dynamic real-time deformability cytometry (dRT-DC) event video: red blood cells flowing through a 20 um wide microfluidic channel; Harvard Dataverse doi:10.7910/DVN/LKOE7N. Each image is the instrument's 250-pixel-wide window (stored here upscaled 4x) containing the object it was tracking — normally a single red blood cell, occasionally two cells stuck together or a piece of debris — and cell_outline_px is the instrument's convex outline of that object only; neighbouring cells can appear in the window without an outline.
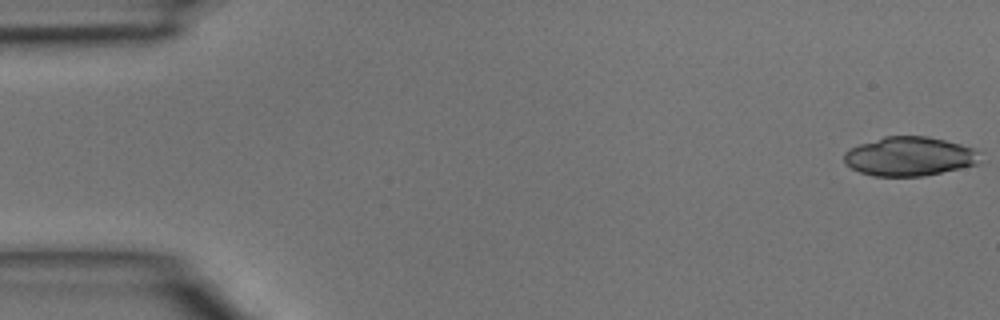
{"species": "common noctule bat (a hibernating species)", "species_latin": "Nyctalus noctula", "temperature_condition": "room temperature", "stored_images_in_passage": 13, "camera_frame_rate_fps": 3000, "um_per_image_px": 0.085, "animal": {"sex": "male", "body_mass_g": 15.6}, "frame": {"image": 1, "passage_image": 1, "time_ms": 0.0, "image_size_px": [1000, 320], "cell_outline_px": [[984, 152], [980, 164], [924, 176], [872, 176], [860, 172], [852, 168], [844, 160], [844, 152], [860, 144], [884, 136], [928, 136], [960, 144]], "centroid_in_image_um": [77.38, 13.29], "position_along_channel_um": 7.6, "area_um2": 31.21}}